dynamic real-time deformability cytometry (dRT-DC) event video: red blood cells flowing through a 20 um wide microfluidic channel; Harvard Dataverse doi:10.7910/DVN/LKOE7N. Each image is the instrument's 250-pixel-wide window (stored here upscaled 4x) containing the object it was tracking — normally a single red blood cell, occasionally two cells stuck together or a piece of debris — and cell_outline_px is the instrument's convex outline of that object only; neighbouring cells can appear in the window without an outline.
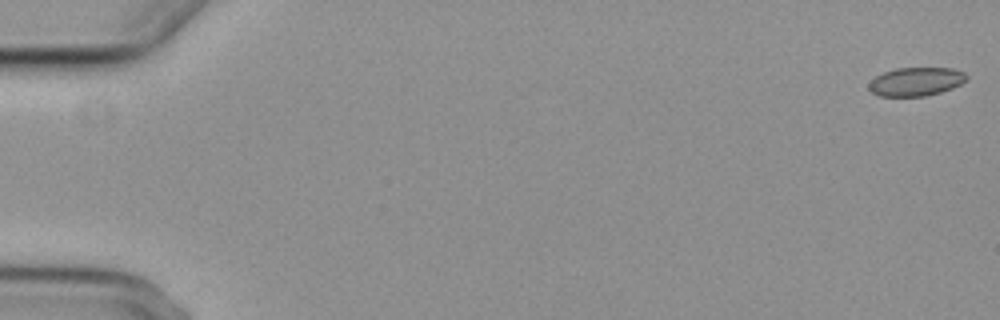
{"species": "common noctule bat (a hibernating species)", "species_latin": "Nyctalus noctula", "temperature_condition": "cold", "stored_images_in_passage": 4, "camera_frame_rate_fps": 3000, "um_per_image_px": 0.085, "animal": {"sex": "female", "body_mass_g": 29.2, "forearm_length_mm": 56.3}, "frame": {"image": 1, "passage_image": 1, "time_ms": 0.0, "image_size_px": [1000, 320], "cell_outline_px": [[968, 80], [952, 88], [940, 92], [924, 96], [880, 96], [872, 92], [868, 88], [868, 84], [876, 76], [884, 72], [896, 68], [952, 68], [964, 72], [968, 76]], "centroid_in_image_um": [77.87, 6.93], "position_along_channel_um": 7.1, "area_um2": 16.24}}